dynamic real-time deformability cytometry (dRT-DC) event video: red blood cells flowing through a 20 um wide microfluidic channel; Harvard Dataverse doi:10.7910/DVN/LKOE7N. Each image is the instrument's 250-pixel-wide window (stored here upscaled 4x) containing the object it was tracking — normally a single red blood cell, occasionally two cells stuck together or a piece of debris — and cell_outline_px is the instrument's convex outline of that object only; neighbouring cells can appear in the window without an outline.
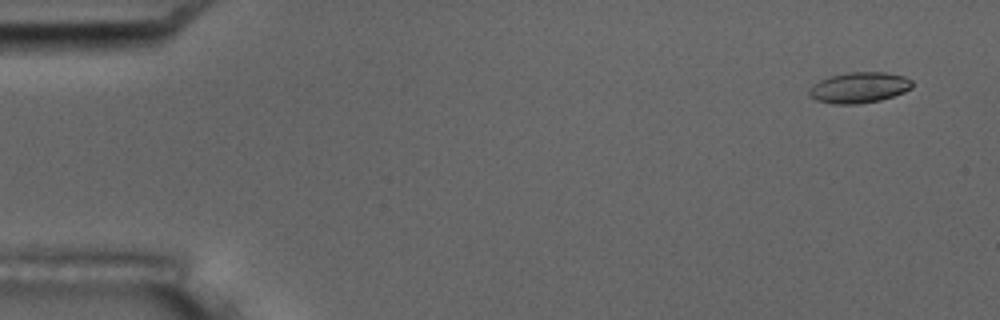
{"species": "common noctule bat (a hibernating species)", "species_latin": "Nyctalus noctula", "temperature_condition": "room temperature", "stored_images_in_passage": 6, "camera_frame_rate_fps": 3000, "um_per_image_px": 0.085, "animal": {"sex": "male", "body_mass_g": 17.5, "forearm_length_mm": 52.3}, "frame": {"image": 1, "passage_image": 2, "time_ms": 1.0, "image_size_px": [1000, 320], "cell_outline_px": [[912, 88], [904, 92], [880, 100], [856, 104], [832, 104], [816, 100], [808, 96], [808, 88], [812, 84], [828, 76], [848, 72], [884, 72], [904, 76], [912, 80]], "centroid_in_image_um": [72.98, 7.44], "position_along_channel_um": 12.0, "area_um2": 18.67}}
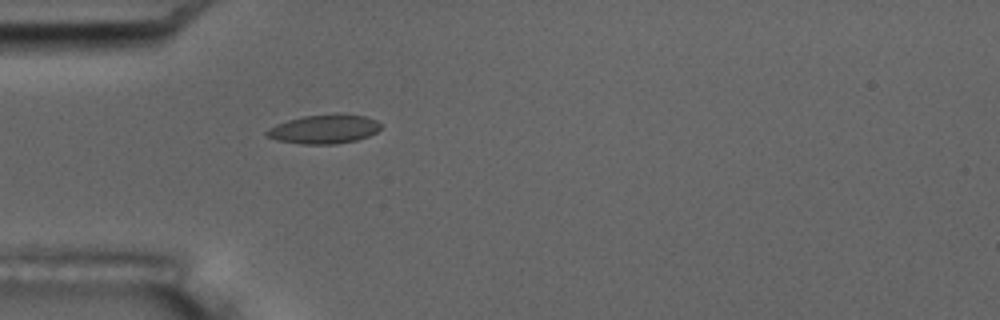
{"frame": {"image": 2, "passage_image": 6, "time_ms": 5.667, "image_size_px": [1000, 320], "cell_outline_px": [[380, 128], [376, 132], [368, 136], [356, 140], [336, 144], [300, 144], [276, 140], [268, 136], [264, 132], [268, 128], [276, 124], [288, 120], [304, 116], [336, 112], [340, 112], [364, 116], [376, 120], [380, 124]], "centroid_in_image_um": [27.54, 10.96], "position_along_channel_um": 57.5, "area_um2": 19.54}}